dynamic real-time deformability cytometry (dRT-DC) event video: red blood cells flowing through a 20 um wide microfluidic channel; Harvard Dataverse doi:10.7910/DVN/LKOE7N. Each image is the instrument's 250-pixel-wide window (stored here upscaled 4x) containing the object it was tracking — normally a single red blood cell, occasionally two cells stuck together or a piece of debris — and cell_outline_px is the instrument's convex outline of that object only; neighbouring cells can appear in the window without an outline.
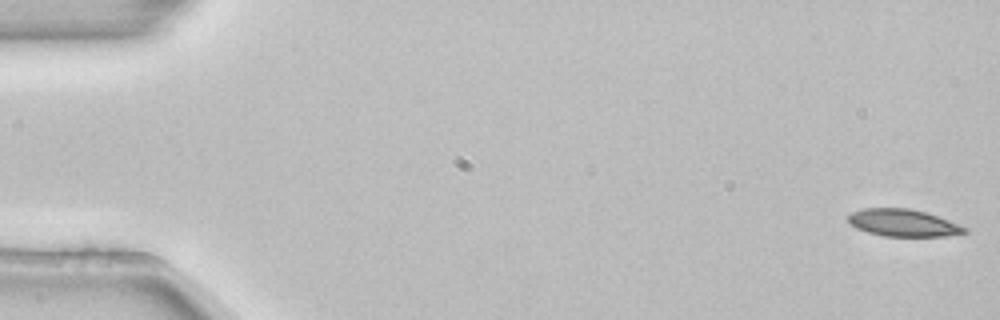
{"species": "common noctule bat (a hibernating species)", "species_latin": "Nyctalus noctula", "temperature_condition": "room temperature", "stored_images_in_passage": 5, "camera_frame_rate_fps": 3000, "um_per_image_px": 0.085, "animal": {"sex": "female", "body_mass_g": 22.7, "forearm_length_mm": 54.2}, "frame": {"image": 1, "passage_image": 1, "time_ms": 0.0, "image_size_px": [1000, 320], "cell_outline_px": [[968, 232], [944, 236], [884, 236], [868, 232], [856, 228], [848, 224], [848, 216], [852, 212], [864, 208], [908, 208], [924, 212], [948, 220], [968, 228]], "centroid_in_image_um": [76.74, 18.94], "position_along_channel_um": 8.3, "area_um2": 18.32}}
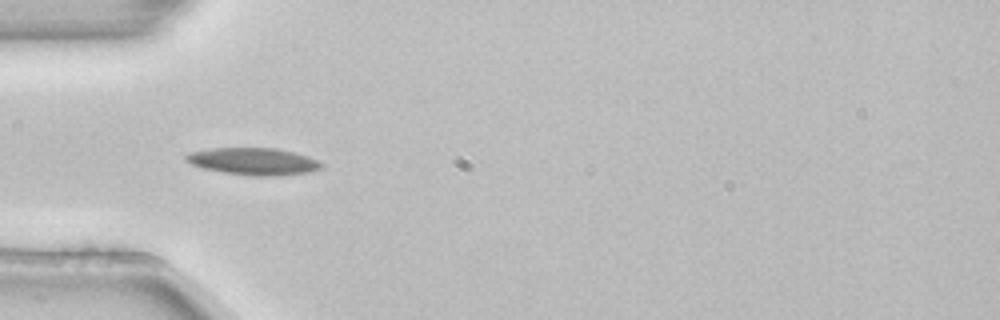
{"frame": {"image": 2, "passage_image": 4, "time_ms": 1.0, "image_size_px": [1000, 320], "cell_outline_px": [[324, 168], [308, 172], [272, 176], [252, 176], [224, 172], [204, 168], [192, 164], [184, 160], [184, 156], [188, 152], [212, 148], [276, 148], [308, 156], [320, 160], [324, 164]], "centroid_in_image_um": [21.56, 13.71], "position_along_channel_um": 63.4, "area_um2": 21.44}}